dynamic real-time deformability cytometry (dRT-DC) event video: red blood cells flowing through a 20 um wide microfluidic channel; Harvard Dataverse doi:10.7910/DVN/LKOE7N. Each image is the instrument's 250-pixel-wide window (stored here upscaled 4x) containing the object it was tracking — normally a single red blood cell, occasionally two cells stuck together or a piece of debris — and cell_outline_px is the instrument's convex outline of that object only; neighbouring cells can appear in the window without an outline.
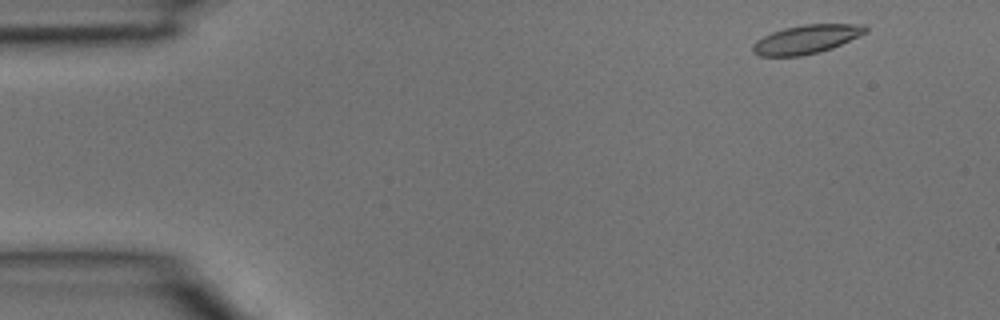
{"species": "common noctule bat (a hibernating species)", "species_latin": "Nyctalus noctula", "temperature_condition": "room temperature", "stored_images_in_passage": 4, "camera_frame_rate_fps": 3000, "um_per_image_px": 0.085, "animal": {"sex": "male", "body_mass_g": 15.6}, "frame": {"image": 1, "passage_image": 1, "time_ms": 0.0, "image_size_px": [1000, 320], "cell_outline_px": [[868, 32], [832, 48], [820, 52], [800, 56], [760, 56], [752, 52], [752, 44], [756, 40], [772, 32], [784, 28], [804, 24], [864, 24], [868, 28]], "centroid_in_image_um": [68.54, 3.34], "position_along_channel_um": 16.5, "area_um2": 18.96}}
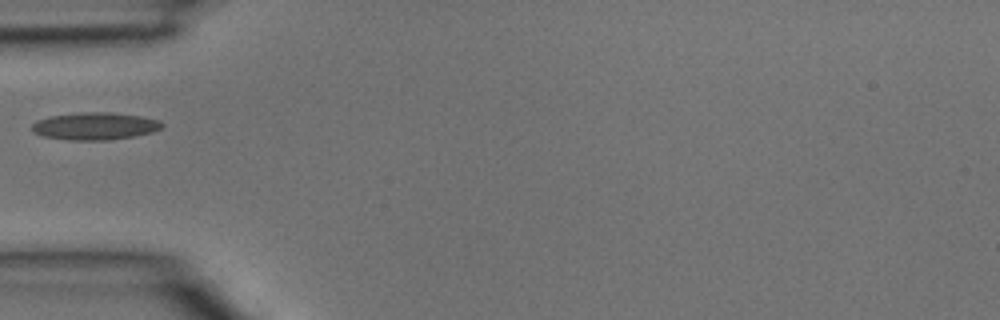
{"frame": {"image": 2, "passage_image": 4, "time_ms": 1.0, "image_size_px": [1000, 320], "cell_outline_px": [[164, 128], [152, 132], [132, 136], [108, 140], [68, 140], [44, 136], [32, 132], [32, 124], [36, 120], [52, 116], [80, 112], [108, 112], [140, 116], [160, 120], [164, 124]], "centroid_in_image_um": [8.08, 10.72], "position_along_channel_um": 76.9, "area_um2": 20.75}}